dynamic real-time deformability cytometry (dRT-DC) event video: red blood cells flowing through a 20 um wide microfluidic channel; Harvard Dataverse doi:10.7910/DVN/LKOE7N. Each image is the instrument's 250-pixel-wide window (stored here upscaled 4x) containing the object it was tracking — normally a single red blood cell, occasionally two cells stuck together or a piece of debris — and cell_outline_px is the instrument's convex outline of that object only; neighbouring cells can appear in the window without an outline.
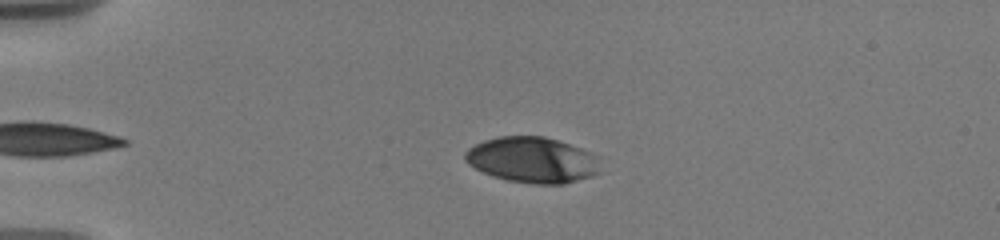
{"species": "human", "species_latin": "Homo sapiens", "temperature_condition": "warm", "stored_images_in_passage": 28, "camera_frame_rate_fps": 3000, "um_per_image_px": 0.085, "donor": {"sex": "male"}, "frame": {"image": 1, "passage_image": 2, "time_ms": 0.333, "image_size_px": [1000, 240], "cell_outline_px": [[604, 172], [592, 176], [564, 184], [532, 184], [508, 180], [492, 176], [468, 164], [464, 160], [464, 152], [468, 148], [484, 140], [500, 136], [544, 136], [592, 152], [600, 156]], "centroid_in_image_um": [45.32, 13.6], "position_along_channel_um": 39.7, "area_um2": 36.59}}
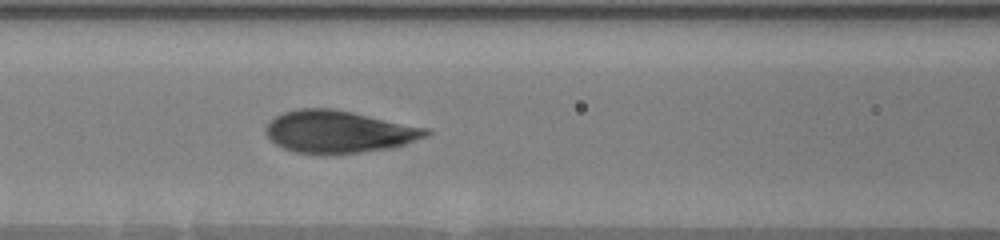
{"frame": {"image": 2, "passage_image": 9, "time_ms": 4.333, "image_size_px": [1000, 240], "cell_outline_px": [[432, 132], [428, 136], [404, 144], [388, 148], [360, 152], [328, 156], [296, 152], [284, 148], [276, 144], [264, 132], [264, 128], [276, 116], [284, 112], [296, 108], [332, 108], [352, 112], [428, 128]], "centroid_in_image_um": [28.77, 11.21], "position_along_channel_um": 137.8, "area_um2": 39.65}}
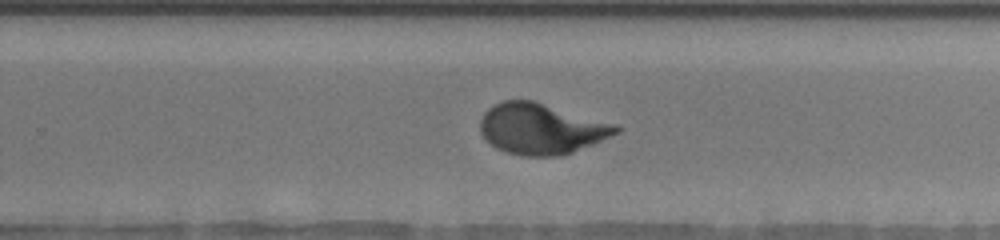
{"frame": {"image": 3, "passage_image": 18, "time_ms": 8.333, "image_size_px": [1000, 240], "cell_outline_px": [[620, 132], [592, 144], [572, 152], [560, 156], [524, 156], [508, 152], [496, 148], [480, 132], [480, 120], [484, 112], [488, 108], [504, 100], [532, 100], [616, 124], [620, 128]], "centroid_in_image_um": [46.0, 10.94], "position_along_channel_um": 283.8, "area_um2": 39.82}, "authors_computed_cell_mechanics": {"area_um2": 39.7086, "velocity_mm_per_s": 3.6595, "shape_relaxation_time_tau1_ms": 3.6224, "shape_relaxation_time_tau2_ms": null, "deformation_change_tau1": 0.1734, "deformation_change_tau2": null}}